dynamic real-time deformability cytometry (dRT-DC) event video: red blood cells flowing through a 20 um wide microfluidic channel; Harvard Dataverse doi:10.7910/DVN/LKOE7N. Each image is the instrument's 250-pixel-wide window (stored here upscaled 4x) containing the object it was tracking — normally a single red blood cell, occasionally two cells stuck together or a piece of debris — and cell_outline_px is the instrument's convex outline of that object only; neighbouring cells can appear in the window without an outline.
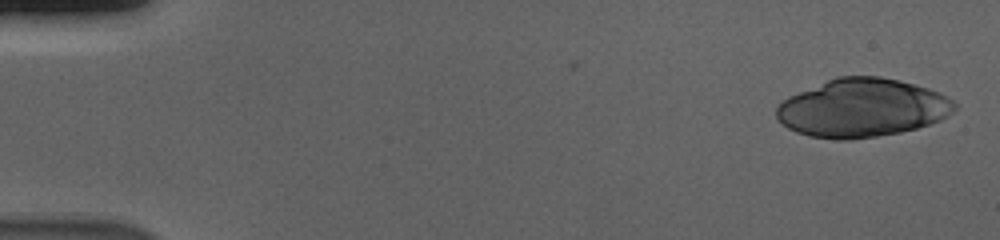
{"species": "human", "species_latin": "Homo sapiens", "temperature_condition": "cold", "stored_images_in_passage": 20, "camera_frame_rate_fps": 3000, "um_per_image_px": 0.085, "donor": {"sex": "male"}, "frame": {"image": 1, "passage_image": 1, "time_ms": 0.0, "image_size_px": [1000, 240], "cell_outline_px": [[956, 108], [952, 112], [940, 120], [916, 128], [900, 132], [876, 136], [848, 140], [836, 140], [808, 136], [796, 132], [788, 128], [776, 116], [776, 108], [788, 96], [836, 76], [880, 76], [900, 80], [928, 88], [940, 92], [948, 96], [956, 104]], "centroid_in_image_um": [73.29, 9.17], "position_along_channel_um": 11.7, "area_um2": 60.57}}
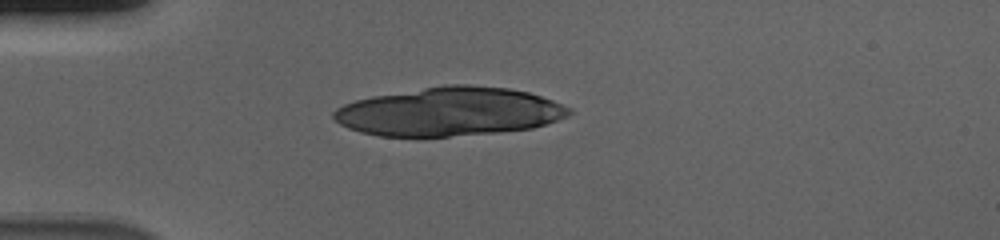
{"frame": {"image": 2, "passage_image": 14, "time_ms": 4.333, "image_size_px": [1000, 240], "cell_outline_px": [[572, 112], [568, 116], [532, 128], [496, 132], [448, 136], [380, 136], [360, 132], [348, 128], [340, 124], [332, 116], [332, 112], [336, 108], [344, 104], [356, 100], [372, 96], [448, 84], [468, 84], [508, 88], [528, 92], [552, 100], [572, 108]], "centroid_in_image_um": [38.18, 9.48], "position_along_channel_um": 46.8, "area_um2": 66.41}}